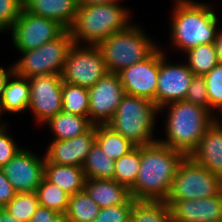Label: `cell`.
<instances>
[{
    "label": "cell",
    "mask_w": 222,
    "mask_h": 222,
    "mask_svg": "<svg viewBox=\"0 0 222 222\" xmlns=\"http://www.w3.org/2000/svg\"><path fill=\"white\" fill-rule=\"evenodd\" d=\"M130 17L131 13L120 2L79 5L69 31L74 44L96 46L112 34L127 29L132 24Z\"/></svg>",
    "instance_id": "277c9868"
},
{
    "label": "cell",
    "mask_w": 222,
    "mask_h": 222,
    "mask_svg": "<svg viewBox=\"0 0 222 222\" xmlns=\"http://www.w3.org/2000/svg\"><path fill=\"white\" fill-rule=\"evenodd\" d=\"M194 74L183 64H170L165 53L159 47V75L156 91V105L160 109L164 105L185 100Z\"/></svg>",
    "instance_id": "4fadbf2b"
},
{
    "label": "cell",
    "mask_w": 222,
    "mask_h": 222,
    "mask_svg": "<svg viewBox=\"0 0 222 222\" xmlns=\"http://www.w3.org/2000/svg\"><path fill=\"white\" fill-rule=\"evenodd\" d=\"M133 205H115L100 208L96 218L92 222H123L130 217Z\"/></svg>",
    "instance_id": "8d00e7d4"
},
{
    "label": "cell",
    "mask_w": 222,
    "mask_h": 222,
    "mask_svg": "<svg viewBox=\"0 0 222 222\" xmlns=\"http://www.w3.org/2000/svg\"><path fill=\"white\" fill-rule=\"evenodd\" d=\"M185 101L202 106L210 111L207 86L203 76H193Z\"/></svg>",
    "instance_id": "e575fe53"
},
{
    "label": "cell",
    "mask_w": 222,
    "mask_h": 222,
    "mask_svg": "<svg viewBox=\"0 0 222 222\" xmlns=\"http://www.w3.org/2000/svg\"><path fill=\"white\" fill-rule=\"evenodd\" d=\"M35 192L40 206L57 211L63 216L65 215L70 195L64 190L44 177Z\"/></svg>",
    "instance_id": "4dcf8cb0"
},
{
    "label": "cell",
    "mask_w": 222,
    "mask_h": 222,
    "mask_svg": "<svg viewBox=\"0 0 222 222\" xmlns=\"http://www.w3.org/2000/svg\"><path fill=\"white\" fill-rule=\"evenodd\" d=\"M14 72V65H11L9 68H4L0 66V96L3 92L5 85L7 84L8 78Z\"/></svg>",
    "instance_id": "ab89813d"
},
{
    "label": "cell",
    "mask_w": 222,
    "mask_h": 222,
    "mask_svg": "<svg viewBox=\"0 0 222 222\" xmlns=\"http://www.w3.org/2000/svg\"><path fill=\"white\" fill-rule=\"evenodd\" d=\"M30 101L28 110L34 114V120L43 124L62 111L61 75L35 76L29 78Z\"/></svg>",
    "instance_id": "7c38bea8"
},
{
    "label": "cell",
    "mask_w": 222,
    "mask_h": 222,
    "mask_svg": "<svg viewBox=\"0 0 222 222\" xmlns=\"http://www.w3.org/2000/svg\"><path fill=\"white\" fill-rule=\"evenodd\" d=\"M88 91L89 119L94 125H106L126 94L119 75L107 72Z\"/></svg>",
    "instance_id": "8fae6325"
},
{
    "label": "cell",
    "mask_w": 222,
    "mask_h": 222,
    "mask_svg": "<svg viewBox=\"0 0 222 222\" xmlns=\"http://www.w3.org/2000/svg\"><path fill=\"white\" fill-rule=\"evenodd\" d=\"M173 3L170 41L174 48L185 53L201 44L214 43L219 19L211 4L193 0H174Z\"/></svg>",
    "instance_id": "3957f363"
},
{
    "label": "cell",
    "mask_w": 222,
    "mask_h": 222,
    "mask_svg": "<svg viewBox=\"0 0 222 222\" xmlns=\"http://www.w3.org/2000/svg\"><path fill=\"white\" fill-rule=\"evenodd\" d=\"M95 141L96 125L83 135L51 141L44 156L50 163L82 167Z\"/></svg>",
    "instance_id": "2e32d148"
},
{
    "label": "cell",
    "mask_w": 222,
    "mask_h": 222,
    "mask_svg": "<svg viewBox=\"0 0 222 222\" xmlns=\"http://www.w3.org/2000/svg\"><path fill=\"white\" fill-rule=\"evenodd\" d=\"M99 211L98 204L82 190L70 196L64 222H92Z\"/></svg>",
    "instance_id": "484cf974"
},
{
    "label": "cell",
    "mask_w": 222,
    "mask_h": 222,
    "mask_svg": "<svg viewBox=\"0 0 222 222\" xmlns=\"http://www.w3.org/2000/svg\"><path fill=\"white\" fill-rule=\"evenodd\" d=\"M96 142L103 152L115 161L135 147L131 141L107 125H96Z\"/></svg>",
    "instance_id": "d4e9b609"
},
{
    "label": "cell",
    "mask_w": 222,
    "mask_h": 222,
    "mask_svg": "<svg viewBox=\"0 0 222 222\" xmlns=\"http://www.w3.org/2000/svg\"><path fill=\"white\" fill-rule=\"evenodd\" d=\"M2 169L16 192H35L44 178L45 156L23 148Z\"/></svg>",
    "instance_id": "5bb4252c"
},
{
    "label": "cell",
    "mask_w": 222,
    "mask_h": 222,
    "mask_svg": "<svg viewBox=\"0 0 222 222\" xmlns=\"http://www.w3.org/2000/svg\"><path fill=\"white\" fill-rule=\"evenodd\" d=\"M158 112L159 108L153 101L125 94L106 125L135 146L149 145L158 141L153 138Z\"/></svg>",
    "instance_id": "5b68a950"
},
{
    "label": "cell",
    "mask_w": 222,
    "mask_h": 222,
    "mask_svg": "<svg viewBox=\"0 0 222 222\" xmlns=\"http://www.w3.org/2000/svg\"><path fill=\"white\" fill-rule=\"evenodd\" d=\"M7 125L0 129V168L6 165L23 147H19L16 141L7 131Z\"/></svg>",
    "instance_id": "d590c367"
},
{
    "label": "cell",
    "mask_w": 222,
    "mask_h": 222,
    "mask_svg": "<svg viewBox=\"0 0 222 222\" xmlns=\"http://www.w3.org/2000/svg\"><path fill=\"white\" fill-rule=\"evenodd\" d=\"M30 222H64V216L57 211L39 206Z\"/></svg>",
    "instance_id": "f35d334b"
},
{
    "label": "cell",
    "mask_w": 222,
    "mask_h": 222,
    "mask_svg": "<svg viewBox=\"0 0 222 222\" xmlns=\"http://www.w3.org/2000/svg\"><path fill=\"white\" fill-rule=\"evenodd\" d=\"M127 95L149 99L156 104L159 48L147 59L117 73Z\"/></svg>",
    "instance_id": "9a60e30c"
},
{
    "label": "cell",
    "mask_w": 222,
    "mask_h": 222,
    "mask_svg": "<svg viewBox=\"0 0 222 222\" xmlns=\"http://www.w3.org/2000/svg\"><path fill=\"white\" fill-rule=\"evenodd\" d=\"M105 61L96 46L73 44L61 73L65 83L90 88L106 73Z\"/></svg>",
    "instance_id": "9c48e42d"
},
{
    "label": "cell",
    "mask_w": 222,
    "mask_h": 222,
    "mask_svg": "<svg viewBox=\"0 0 222 222\" xmlns=\"http://www.w3.org/2000/svg\"><path fill=\"white\" fill-rule=\"evenodd\" d=\"M220 112V113H219ZM218 113H219V116H218V114H217V117H222V107L218 110ZM221 114V115H220ZM216 116H215V123L218 125V126H220V127H222V120L220 119V118H217ZM220 119V120H219Z\"/></svg>",
    "instance_id": "ee69618b"
},
{
    "label": "cell",
    "mask_w": 222,
    "mask_h": 222,
    "mask_svg": "<svg viewBox=\"0 0 222 222\" xmlns=\"http://www.w3.org/2000/svg\"><path fill=\"white\" fill-rule=\"evenodd\" d=\"M77 0H23V8L31 14L60 23L69 30L78 12Z\"/></svg>",
    "instance_id": "d6986e66"
},
{
    "label": "cell",
    "mask_w": 222,
    "mask_h": 222,
    "mask_svg": "<svg viewBox=\"0 0 222 222\" xmlns=\"http://www.w3.org/2000/svg\"><path fill=\"white\" fill-rule=\"evenodd\" d=\"M123 222H132L131 216L128 219H126L125 221H123Z\"/></svg>",
    "instance_id": "bcb514c9"
},
{
    "label": "cell",
    "mask_w": 222,
    "mask_h": 222,
    "mask_svg": "<svg viewBox=\"0 0 222 222\" xmlns=\"http://www.w3.org/2000/svg\"><path fill=\"white\" fill-rule=\"evenodd\" d=\"M82 169L86 179H114L115 160L108 157L95 141Z\"/></svg>",
    "instance_id": "cb8c5ba5"
},
{
    "label": "cell",
    "mask_w": 222,
    "mask_h": 222,
    "mask_svg": "<svg viewBox=\"0 0 222 222\" xmlns=\"http://www.w3.org/2000/svg\"><path fill=\"white\" fill-rule=\"evenodd\" d=\"M203 77L207 86L210 112L216 116L215 110L222 107V63L218 62Z\"/></svg>",
    "instance_id": "d6a6232c"
},
{
    "label": "cell",
    "mask_w": 222,
    "mask_h": 222,
    "mask_svg": "<svg viewBox=\"0 0 222 222\" xmlns=\"http://www.w3.org/2000/svg\"><path fill=\"white\" fill-rule=\"evenodd\" d=\"M170 213L171 222H222V192L213 197L176 201Z\"/></svg>",
    "instance_id": "e0dca14e"
},
{
    "label": "cell",
    "mask_w": 222,
    "mask_h": 222,
    "mask_svg": "<svg viewBox=\"0 0 222 222\" xmlns=\"http://www.w3.org/2000/svg\"><path fill=\"white\" fill-rule=\"evenodd\" d=\"M44 177L70 196L84 190L86 181L82 167L58 165L46 159Z\"/></svg>",
    "instance_id": "7402d4cb"
},
{
    "label": "cell",
    "mask_w": 222,
    "mask_h": 222,
    "mask_svg": "<svg viewBox=\"0 0 222 222\" xmlns=\"http://www.w3.org/2000/svg\"><path fill=\"white\" fill-rule=\"evenodd\" d=\"M222 192V178L211 173L190 155L178 166L169 196V207L176 201L217 196Z\"/></svg>",
    "instance_id": "52a82bcc"
},
{
    "label": "cell",
    "mask_w": 222,
    "mask_h": 222,
    "mask_svg": "<svg viewBox=\"0 0 222 222\" xmlns=\"http://www.w3.org/2000/svg\"><path fill=\"white\" fill-rule=\"evenodd\" d=\"M16 191L0 168V208H4L16 195Z\"/></svg>",
    "instance_id": "74e56055"
},
{
    "label": "cell",
    "mask_w": 222,
    "mask_h": 222,
    "mask_svg": "<svg viewBox=\"0 0 222 222\" xmlns=\"http://www.w3.org/2000/svg\"><path fill=\"white\" fill-rule=\"evenodd\" d=\"M10 31L13 45L20 52L37 49L56 40L66 29L54 20L31 14L22 8Z\"/></svg>",
    "instance_id": "30bf717a"
},
{
    "label": "cell",
    "mask_w": 222,
    "mask_h": 222,
    "mask_svg": "<svg viewBox=\"0 0 222 222\" xmlns=\"http://www.w3.org/2000/svg\"><path fill=\"white\" fill-rule=\"evenodd\" d=\"M30 83L29 79L17 75L15 72L7 80L0 96V112L21 113L29 107Z\"/></svg>",
    "instance_id": "44dd1931"
},
{
    "label": "cell",
    "mask_w": 222,
    "mask_h": 222,
    "mask_svg": "<svg viewBox=\"0 0 222 222\" xmlns=\"http://www.w3.org/2000/svg\"><path fill=\"white\" fill-rule=\"evenodd\" d=\"M146 34L139 25L132 23L127 29L99 42L96 47L102 54L107 71L118 73L149 58L161 47Z\"/></svg>",
    "instance_id": "8992f818"
},
{
    "label": "cell",
    "mask_w": 222,
    "mask_h": 222,
    "mask_svg": "<svg viewBox=\"0 0 222 222\" xmlns=\"http://www.w3.org/2000/svg\"><path fill=\"white\" fill-rule=\"evenodd\" d=\"M185 54L186 64L194 75L204 76L219 62L214 43L193 47Z\"/></svg>",
    "instance_id": "f1b7e54d"
},
{
    "label": "cell",
    "mask_w": 222,
    "mask_h": 222,
    "mask_svg": "<svg viewBox=\"0 0 222 222\" xmlns=\"http://www.w3.org/2000/svg\"><path fill=\"white\" fill-rule=\"evenodd\" d=\"M2 115H1V112H0V117H1ZM0 120H1V118H0ZM6 125V123L5 122H3V121H0V129L3 127V126H5Z\"/></svg>",
    "instance_id": "f6af8a7d"
},
{
    "label": "cell",
    "mask_w": 222,
    "mask_h": 222,
    "mask_svg": "<svg viewBox=\"0 0 222 222\" xmlns=\"http://www.w3.org/2000/svg\"><path fill=\"white\" fill-rule=\"evenodd\" d=\"M214 45L216 48L218 61L222 63V30H218Z\"/></svg>",
    "instance_id": "60d3db41"
},
{
    "label": "cell",
    "mask_w": 222,
    "mask_h": 222,
    "mask_svg": "<svg viewBox=\"0 0 222 222\" xmlns=\"http://www.w3.org/2000/svg\"><path fill=\"white\" fill-rule=\"evenodd\" d=\"M190 156L208 171L222 178V127L214 122Z\"/></svg>",
    "instance_id": "ffe728a7"
},
{
    "label": "cell",
    "mask_w": 222,
    "mask_h": 222,
    "mask_svg": "<svg viewBox=\"0 0 222 222\" xmlns=\"http://www.w3.org/2000/svg\"><path fill=\"white\" fill-rule=\"evenodd\" d=\"M62 112L89 117L88 88L63 82Z\"/></svg>",
    "instance_id": "83f0119b"
},
{
    "label": "cell",
    "mask_w": 222,
    "mask_h": 222,
    "mask_svg": "<svg viewBox=\"0 0 222 222\" xmlns=\"http://www.w3.org/2000/svg\"><path fill=\"white\" fill-rule=\"evenodd\" d=\"M0 222H21L13 217L4 208H0Z\"/></svg>",
    "instance_id": "7bdbcfd3"
},
{
    "label": "cell",
    "mask_w": 222,
    "mask_h": 222,
    "mask_svg": "<svg viewBox=\"0 0 222 222\" xmlns=\"http://www.w3.org/2000/svg\"><path fill=\"white\" fill-rule=\"evenodd\" d=\"M40 206L36 192H17L4 209L21 222H30Z\"/></svg>",
    "instance_id": "1f68e13d"
},
{
    "label": "cell",
    "mask_w": 222,
    "mask_h": 222,
    "mask_svg": "<svg viewBox=\"0 0 222 222\" xmlns=\"http://www.w3.org/2000/svg\"><path fill=\"white\" fill-rule=\"evenodd\" d=\"M166 109V138L158 141L171 149L181 151L186 156L191 155L204 133L215 122V115L208 109L185 100L168 103L161 107L159 112Z\"/></svg>",
    "instance_id": "7a4b0ae2"
},
{
    "label": "cell",
    "mask_w": 222,
    "mask_h": 222,
    "mask_svg": "<svg viewBox=\"0 0 222 222\" xmlns=\"http://www.w3.org/2000/svg\"><path fill=\"white\" fill-rule=\"evenodd\" d=\"M51 132L55 136L53 140H66L88 132L94 124L89 117L59 112L47 122Z\"/></svg>",
    "instance_id": "603a6c76"
},
{
    "label": "cell",
    "mask_w": 222,
    "mask_h": 222,
    "mask_svg": "<svg viewBox=\"0 0 222 222\" xmlns=\"http://www.w3.org/2000/svg\"><path fill=\"white\" fill-rule=\"evenodd\" d=\"M23 8V0H0V32L10 31Z\"/></svg>",
    "instance_id": "836d02e7"
},
{
    "label": "cell",
    "mask_w": 222,
    "mask_h": 222,
    "mask_svg": "<svg viewBox=\"0 0 222 222\" xmlns=\"http://www.w3.org/2000/svg\"><path fill=\"white\" fill-rule=\"evenodd\" d=\"M84 190L100 208L133 205L131 190L114 179H86Z\"/></svg>",
    "instance_id": "ac0fdd59"
},
{
    "label": "cell",
    "mask_w": 222,
    "mask_h": 222,
    "mask_svg": "<svg viewBox=\"0 0 222 222\" xmlns=\"http://www.w3.org/2000/svg\"><path fill=\"white\" fill-rule=\"evenodd\" d=\"M130 216L132 222H171L166 201L135 200Z\"/></svg>",
    "instance_id": "4316f807"
},
{
    "label": "cell",
    "mask_w": 222,
    "mask_h": 222,
    "mask_svg": "<svg viewBox=\"0 0 222 222\" xmlns=\"http://www.w3.org/2000/svg\"><path fill=\"white\" fill-rule=\"evenodd\" d=\"M141 164V146H135L131 151L115 161L114 180L131 188L137 179Z\"/></svg>",
    "instance_id": "f546056e"
},
{
    "label": "cell",
    "mask_w": 222,
    "mask_h": 222,
    "mask_svg": "<svg viewBox=\"0 0 222 222\" xmlns=\"http://www.w3.org/2000/svg\"><path fill=\"white\" fill-rule=\"evenodd\" d=\"M185 156L159 141L141 146L140 169L135 184L130 188L133 199L165 201Z\"/></svg>",
    "instance_id": "6da1fadb"
},
{
    "label": "cell",
    "mask_w": 222,
    "mask_h": 222,
    "mask_svg": "<svg viewBox=\"0 0 222 222\" xmlns=\"http://www.w3.org/2000/svg\"><path fill=\"white\" fill-rule=\"evenodd\" d=\"M74 44L71 32L66 30L59 38L37 49L20 51L22 57L15 63L14 72L22 77L61 75L69 49Z\"/></svg>",
    "instance_id": "ba28073f"
},
{
    "label": "cell",
    "mask_w": 222,
    "mask_h": 222,
    "mask_svg": "<svg viewBox=\"0 0 222 222\" xmlns=\"http://www.w3.org/2000/svg\"><path fill=\"white\" fill-rule=\"evenodd\" d=\"M78 5H96V4H107L113 2H122L121 0H77Z\"/></svg>",
    "instance_id": "b9f144b4"
}]
</instances>
